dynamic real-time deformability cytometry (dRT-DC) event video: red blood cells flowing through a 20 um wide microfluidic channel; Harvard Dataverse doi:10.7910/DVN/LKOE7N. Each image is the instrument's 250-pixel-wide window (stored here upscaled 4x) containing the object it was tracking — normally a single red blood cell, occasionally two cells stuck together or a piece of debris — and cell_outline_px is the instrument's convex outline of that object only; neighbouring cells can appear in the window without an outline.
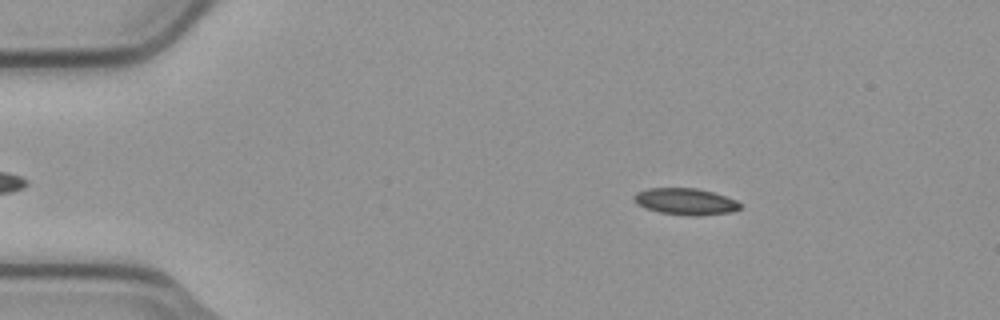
{"species": "common noctule bat (a hibernating species)", "species_latin": "Nyctalus noctula", "temperature_condition": "cold", "stored_images_in_passage": 55, "camera_frame_rate_fps": 3000, "um_per_image_px": 0.085, "animal": {"sex": "male", "body_mass_g": 23.1, "forearm_length_mm": 52.7}, "frame": {"image": 1, "passage_image": 9, "time_ms": 2.667, "image_size_px": [1000, 320], "cell_outline_px": [[740, 208], [732, 212], [660, 212], [644, 208], [636, 204], [632, 200], [632, 196], [636, 192], [648, 188], [696, 188], [712, 192], [736, 200], [740, 204]], "centroid_in_image_um": [58.14, 17.05], "position_along_channel_um": 26.9, "area_um2": 15.37}}
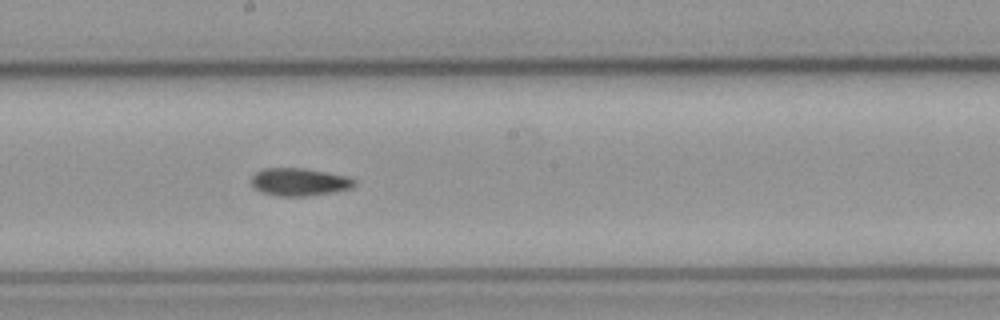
{"frame": {"image": 2, "passage_image": 30, "time_ms": 9.667, "image_size_px": [1000, 320], "cell_outline_px": [[356, 184], [352, 188], [332, 192], [308, 196], [280, 196], [264, 192], [256, 188], [252, 184], [252, 176], [256, 172], [264, 168], [300, 168], [348, 176], [356, 180]], "centroid_in_image_um": [25.48, 15.46], "position_along_channel_um": 222.7, "area_um2": 16.42}}
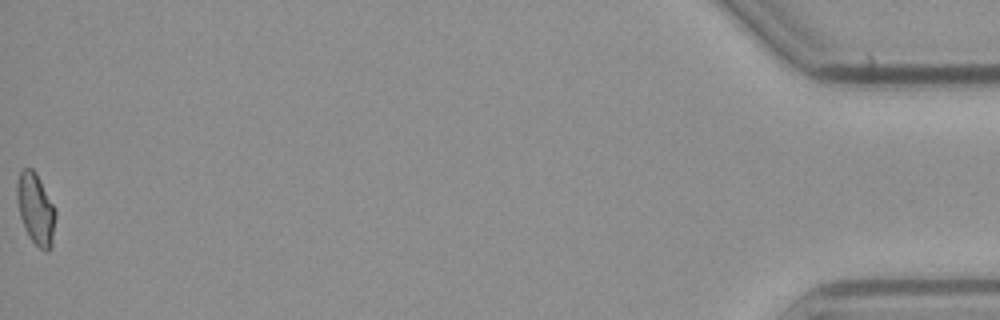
{"frame": {"image": 3, "passage_image": 55, "time_ms": 18.0, "image_size_px": [1000, 320], "cell_outline_px": [[56, 216], [52, 248], [48, 252], [44, 252], [28, 236], [20, 216], [16, 200], [16, 184], [20, 172], [24, 168], [32, 168], [36, 172], [56, 208]], "centroid_in_image_um": [3.05, 17.77], "position_along_channel_um": 432.1, "area_um2": 16.36}, "authors_computed_cell_mechanics": {"area_um2": 16.2418, "velocity_mm_per_s": 3.7592, "shape_relaxation_time_tau1_ms": null, "shape_relaxation_time_tau2_ms": 8.676, "deformation_change_tau1": null, "deformation_change_tau2": 0.1308}}